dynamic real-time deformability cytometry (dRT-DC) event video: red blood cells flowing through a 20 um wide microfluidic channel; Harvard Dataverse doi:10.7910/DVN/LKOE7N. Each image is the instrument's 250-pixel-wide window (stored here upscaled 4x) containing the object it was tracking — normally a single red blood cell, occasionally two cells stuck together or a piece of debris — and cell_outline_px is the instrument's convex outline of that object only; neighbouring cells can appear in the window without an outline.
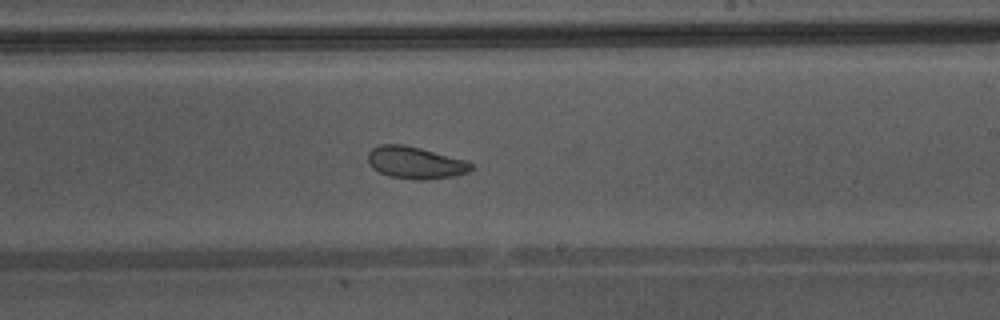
{"species": "Egyptian fruit bat (a non-hibernating species)", "species_latin": "Rousettus aegyptiacus", "temperature_condition": "warm", "stored_images_in_passage": 37, "camera_frame_rate_fps": 3000, "um_per_image_px": 0.085, "animal": {"sex": "male"}, "frame": {"image": 1, "passage_image": 26, "time_ms": 8.333, "image_size_px": [1000, 320], "cell_outline_px": [[472, 168], [468, 172], [456, 176], [424, 180], [416, 180], [388, 176], [372, 168], [368, 164], [368, 152], [372, 148], [380, 144], [404, 144], [468, 160], [472, 164]], "centroid_in_image_um": [35.3, 13.83], "position_along_channel_um": 253.7, "area_um2": 19.54}}